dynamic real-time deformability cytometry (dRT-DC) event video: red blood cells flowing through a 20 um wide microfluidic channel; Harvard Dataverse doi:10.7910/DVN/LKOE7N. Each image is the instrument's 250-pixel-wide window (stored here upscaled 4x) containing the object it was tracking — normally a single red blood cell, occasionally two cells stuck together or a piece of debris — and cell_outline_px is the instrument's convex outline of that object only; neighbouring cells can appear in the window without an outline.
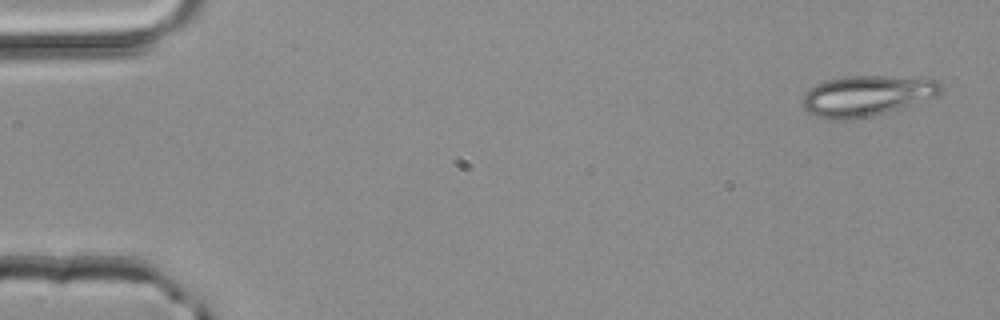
{"species": "common noctule bat (a hibernating species)", "species_latin": "Nyctalus noctula", "temperature_condition": "room temperature", "stored_images_in_passage": 4, "camera_frame_rate_fps": 3000, "um_per_image_px": 0.085, "animal": {"sex": "male", "body_mass_g": 20.4}, "frame": {"image": 1, "passage_image": 1, "time_ms": 0.0, "image_size_px": [1000, 320], "cell_outline_px": [[940, 96], [900, 108], [872, 116], [852, 120], [824, 120], [808, 112], [804, 108], [800, 100], [808, 88], [816, 84], [828, 80], [844, 76], [884, 76], [940, 80]], "centroid_in_image_um": [73.62, 8.16], "position_along_channel_um": 11.4, "area_um2": 33.0}}